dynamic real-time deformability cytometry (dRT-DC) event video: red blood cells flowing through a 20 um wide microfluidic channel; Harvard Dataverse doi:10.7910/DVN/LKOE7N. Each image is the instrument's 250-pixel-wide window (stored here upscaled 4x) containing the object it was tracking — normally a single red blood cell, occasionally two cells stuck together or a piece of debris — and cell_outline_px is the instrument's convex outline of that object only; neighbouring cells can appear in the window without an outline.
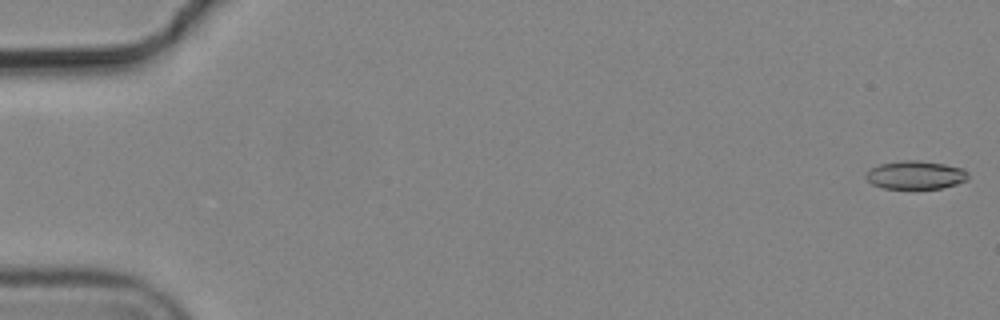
{"species": "common noctule bat (a hibernating species)", "species_latin": "Nyctalus noctula", "temperature_condition": "cold", "stored_images_in_passage": 7, "camera_frame_rate_fps": 3000, "um_per_image_px": 0.085, "animal": {"sex": "male", "body_mass_g": 19.2, "forearm_length_mm": 51.8}, "frame": {"image": 1, "passage_image": 1, "time_ms": 0.0, "image_size_px": [1000, 320], "cell_outline_px": [[968, 180], [956, 184], [940, 188], [884, 188], [872, 184], [864, 176], [872, 168], [880, 164], [904, 160], [916, 160], [944, 164], [964, 168], [968, 172]], "centroid_in_image_um": [77.85, 14.87], "position_along_channel_um": 7.1, "area_um2": 16.7}}
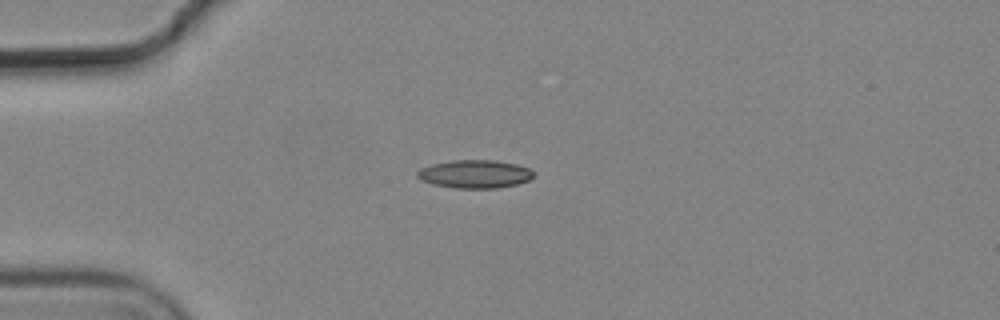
{"frame": {"image": 2, "passage_image": 5, "time_ms": 1.333, "image_size_px": [1000, 320], "cell_outline_px": [[532, 176], [528, 180], [516, 184], [496, 188], [456, 188], [432, 184], [420, 180], [416, 176], [416, 172], [420, 168], [432, 164], [452, 160], [496, 160], [516, 164], [528, 168], [532, 172]], "centroid_in_image_um": [40.3, 14.79], "position_along_channel_um": 44.7, "area_um2": 19.02}}
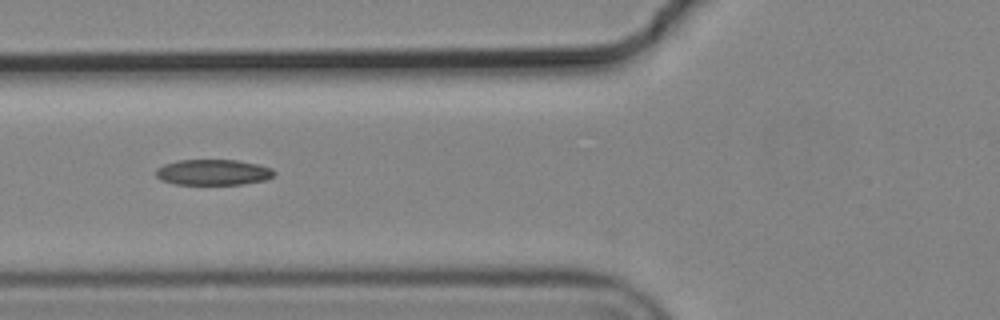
{"frame": {"image": 3, "passage_image": 7, "time_ms": 2.0, "image_size_px": [1000, 320], "cell_outline_px": [[276, 172], [272, 176], [264, 180], [244, 184], [176, 184], [160, 180], [156, 176], [156, 168], [164, 164], [176, 160], [236, 160], [260, 164], [272, 168]], "centroid_in_image_um": [18.11, 14.63], "position_along_channel_um": 107.7, "area_um2": 17.8}}